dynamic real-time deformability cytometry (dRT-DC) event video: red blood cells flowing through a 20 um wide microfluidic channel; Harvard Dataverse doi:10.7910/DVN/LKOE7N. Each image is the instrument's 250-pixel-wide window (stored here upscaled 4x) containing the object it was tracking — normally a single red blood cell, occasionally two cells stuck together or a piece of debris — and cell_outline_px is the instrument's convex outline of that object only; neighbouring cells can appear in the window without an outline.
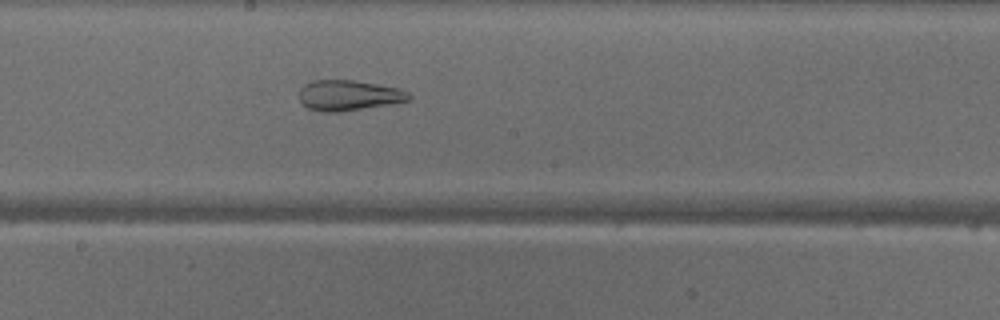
{"species": "common noctule bat (a hibernating species)", "species_latin": "Nyctalus noctula", "temperature_condition": "warm", "stored_images_in_passage": 48, "camera_frame_rate_fps": 3000, "um_per_image_px": 0.085, "animal": {"sex": "male", "body_mass_g": 18.8}, "frame": {"image": 1, "passage_image": 25, "time_ms": 8.0, "image_size_px": [1000, 320], "cell_outline_px": [[412, 96], [408, 100], [388, 104], [332, 112], [324, 112], [308, 108], [300, 100], [300, 88], [304, 84], [312, 80], [352, 80], [376, 84], [396, 88], [408, 92]], "centroid_in_image_um": [29.59, 8.09], "position_along_channel_um": 218.6, "area_um2": 18.96}}
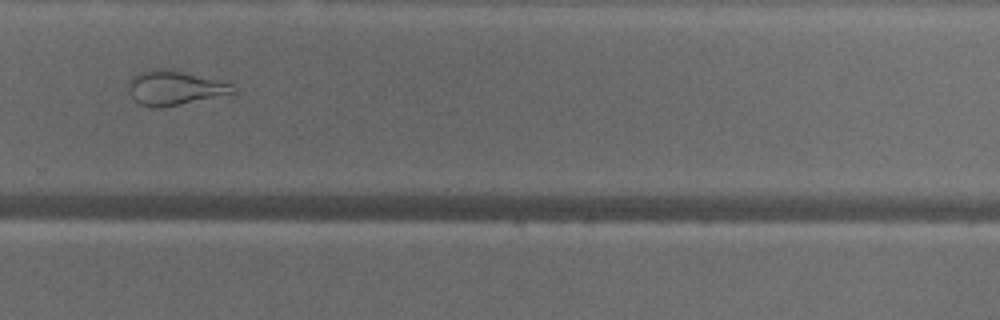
{"frame": {"image": 2, "passage_image": 32, "time_ms": 10.333, "image_size_px": [1000, 320], "cell_outline_px": [[236, 92], [160, 108], [152, 108], [140, 104], [132, 96], [128, 88], [128, 80], [132, 76], [148, 68], [168, 68], [232, 84], [236, 88]], "centroid_in_image_um": [14.77, 7.45], "position_along_channel_um": 315.0, "area_um2": 20.75}}
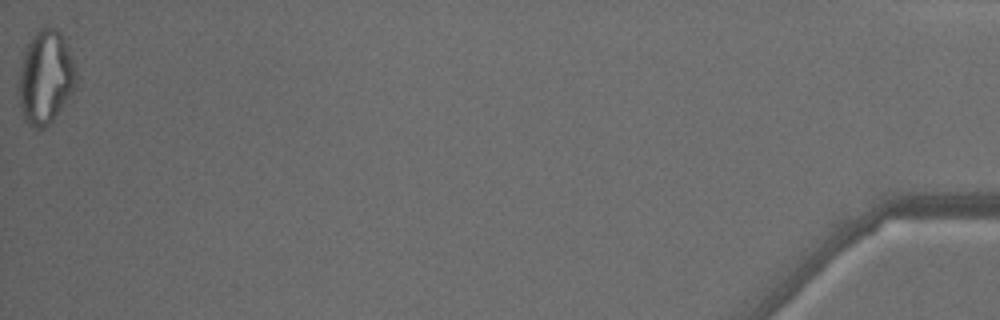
{"frame": {"image": 3, "passage_image": 48, "time_ms": 15.667, "image_size_px": [1000, 320], "cell_outline_px": [[76, 84], [52, 120], [44, 128], [32, 128], [24, 120], [20, 108], [20, 68], [24, 52], [32, 36], [44, 24], [56, 28], [60, 32], [68, 48], [76, 72]], "centroid_in_image_um": [3.86, 6.54], "position_along_channel_um": 431.3, "area_um2": 30.63}, "authors_computed_cell_mechanics": {"area_um2": 26.7325, "velocity_mm_per_s": 4.1457, "shape_relaxation_time_tau1_ms": null, "shape_relaxation_time_tau2_ms": 1.5298, "deformation_change_tau1": null, "deformation_change_tau2": 0.1013}}